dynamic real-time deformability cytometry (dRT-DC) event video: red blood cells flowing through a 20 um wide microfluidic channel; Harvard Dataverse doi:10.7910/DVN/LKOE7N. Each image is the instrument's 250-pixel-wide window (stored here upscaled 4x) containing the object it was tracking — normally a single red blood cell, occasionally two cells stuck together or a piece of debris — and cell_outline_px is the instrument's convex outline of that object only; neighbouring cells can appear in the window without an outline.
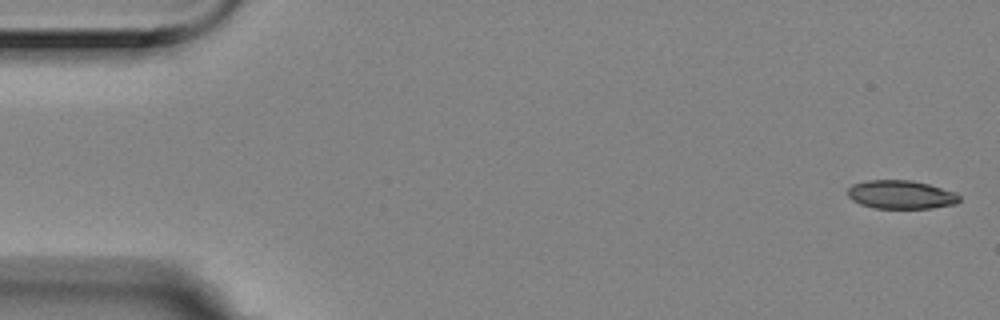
{"species": "Egyptian fruit bat (a non-hibernating species)", "species_latin": "Rousettus aegyptiacus", "temperature_condition": "room temperature", "stored_images_in_passage": 4, "camera_frame_rate_fps": 3000, "um_per_image_px": 0.085, "animal": {"sex": "female"}, "frame": {"image": 1, "passage_image": 1, "time_ms": 0.0, "image_size_px": [1000, 320], "cell_outline_px": [[960, 200], [956, 204], [932, 208], [872, 208], [860, 204], [852, 200], [848, 196], [848, 188], [852, 184], [868, 180], [912, 180], [928, 184], [956, 192], [960, 196]], "centroid_in_image_um": [76.58, 16.54], "position_along_channel_um": 8.4, "area_um2": 18.67}}
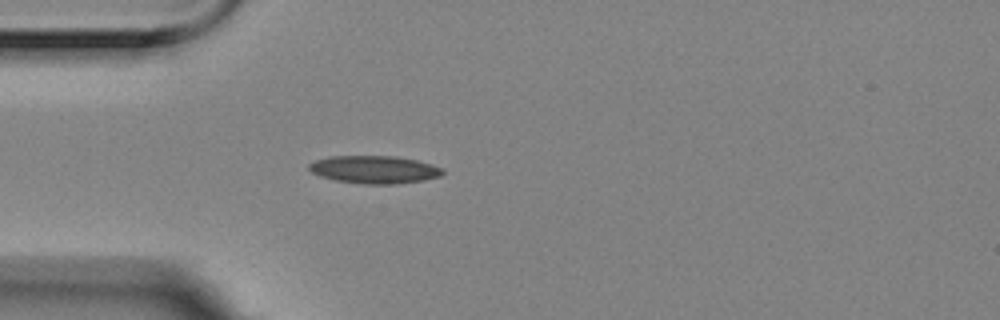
{"frame": {"image": 2, "passage_image": 4, "time_ms": 1.0, "image_size_px": [1000, 320], "cell_outline_px": [[444, 172], [440, 176], [424, 180], [396, 184], [364, 184], [336, 180], [320, 176], [312, 172], [308, 168], [308, 164], [316, 160], [328, 156], [396, 156], [416, 160], [432, 164], [444, 168]], "centroid_in_image_um": [31.83, 14.41], "position_along_channel_um": 53.2, "area_um2": 21.68}}